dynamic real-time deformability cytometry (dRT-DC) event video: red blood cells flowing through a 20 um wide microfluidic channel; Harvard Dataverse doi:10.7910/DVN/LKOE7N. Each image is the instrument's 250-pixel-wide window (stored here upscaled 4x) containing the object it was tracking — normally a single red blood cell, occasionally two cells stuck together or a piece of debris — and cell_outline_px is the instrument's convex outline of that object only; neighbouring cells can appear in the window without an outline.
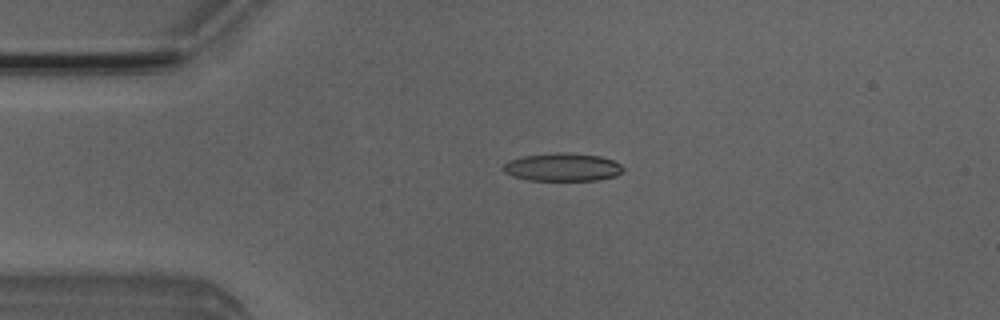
{"species": "Egyptian fruit bat (a non-hibernating species)", "species_latin": "Rousettus aegyptiacus", "temperature_condition": "room temperature", "stored_images_in_passage": 42, "camera_frame_rate_fps": 3000, "um_per_image_px": 0.085, "animal": {"sex": "male"}, "frame": {"image": 1, "passage_image": 2, "time_ms": 0.333, "image_size_px": [1000, 320], "cell_outline_px": [[624, 172], [616, 176], [596, 180], [528, 180], [512, 176], [504, 172], [500, 168], [508, 160], [524, 156], [556, 152], [572, 152], [600, 156], [612, 160], [620, 164], [624, 168]], "centroid_in_image_um": [47.8, 14.2], "position_along_channel_um": 37.2, "area_um2": 19.83}}
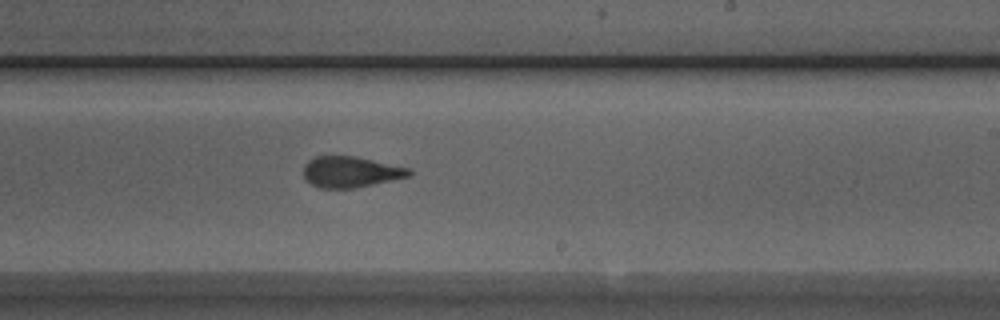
{"frame": {"image": 2, "passage_image": 21, "time_ms": 6.667, "image_size_px": [1000, 320], "cell_outline_px": [[412, 172], [408, 176], [372, 184], [352, 188], [320, 188], [304, 180], [304, 164], [308, 160], [316, 156], [356, 156], [408, 168]], "centroid_in_image_um": [29.73, 14.6], "position_along_channel_um": 259.3, "area_um2": 18.79}}
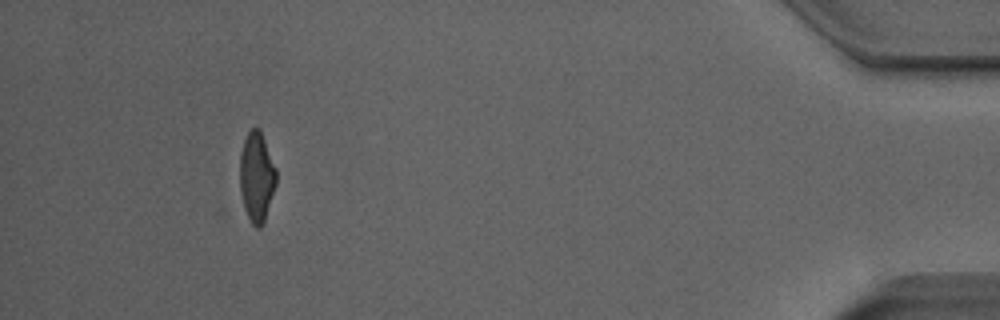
{"frame": {"image": 3, "passage_image": 38, "time_ms": 12.333, "image_size_px": [1000, 320], "cell_outline_px": [[276, 184], [264, 224], [260, 228], [256, 228], [252, 224], [244, 208], [240, 192], [240, 152], [244, 140], [248, 132], [252, 128], [260, 128], [276, 168]], "centroid_in_image_um": [21.82, 15.05], "position_along_channel_um": 413.4, "area_um2": 19.19}, "authors_computed_cell_mechanics": {"area_um2": 19.7098, "velocity_mm_per_s": 3.9698, "shape_relaxation_time_tau1_ms": 6.8067, "shape_relaxation_time_tau2_ms": 1.3962, "deformation_change_tau1": 0.1925, "deformation_change_tau2": 0.1018}}